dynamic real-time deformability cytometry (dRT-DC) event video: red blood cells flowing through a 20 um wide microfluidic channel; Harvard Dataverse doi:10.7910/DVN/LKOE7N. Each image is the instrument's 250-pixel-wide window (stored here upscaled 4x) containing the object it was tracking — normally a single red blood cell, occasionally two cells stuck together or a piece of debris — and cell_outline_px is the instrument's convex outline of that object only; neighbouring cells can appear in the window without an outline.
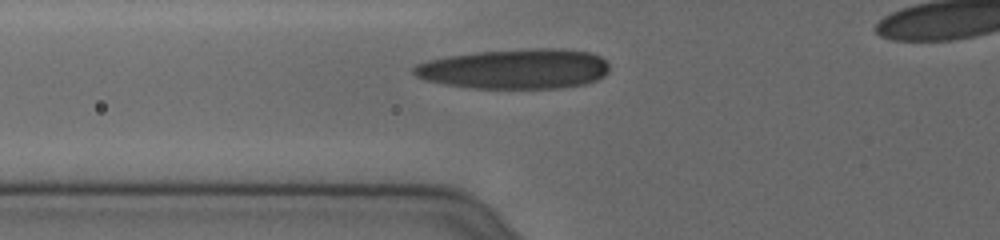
{"species": "human", "species_latin": "Homo sapiens", "temperature_condition": "cold", "stored_images_in_passage": 34, "camera_frame_rate_fps": 3000, "um_per_image_px": 0.085, "donor": {"sex": "female"}, "frame": {"image": 1, "passage_image": 7, "time_ms": 2.0, "image_size_px": [1000, 240], "cell_outline_px": [[608, 72], [604, 76], [596, 80], [584, 84], [560, 88], [468, 88], [444, 84], [428, 80], [416, 76], [412, 72], [412, 68], [416, 64], [428, 60], [444, 56], [476, 52], [528, 48], [564, 48], [592, 52], [600, 56], [608, 64]], "centroid_in_image_um": [43.78, 5.84], "position_along_channel_um": 82.0, "area_um2": 46.01}}
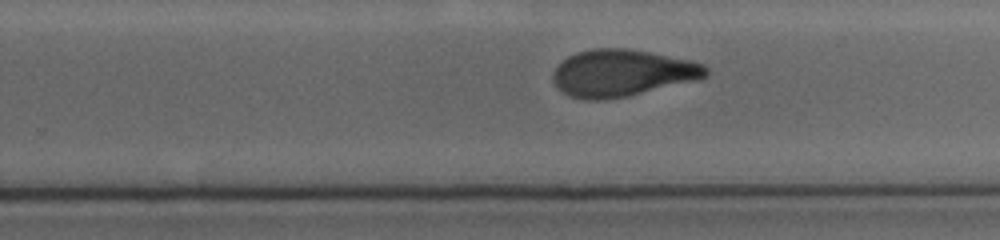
{"frame": {"image": 2, "passage_image": 23, "time_ms": 7.333, "image_size_px": [1000, 240], "cell_outline_px": [[708, 72], [704, 76], [692, 80], [624, 96], [600, 100], [584, 100], [568, 96], [552, 80], [552, 76], [556, 68], [568, 56], [576, 52], [596, 48], [628, 48], [688, 60], [704, 64], [708, 68]], "centroid_in_image_um": [52.81, 6.19], "position_along_channel_um": 277.0, "area_um2": 40.81}}
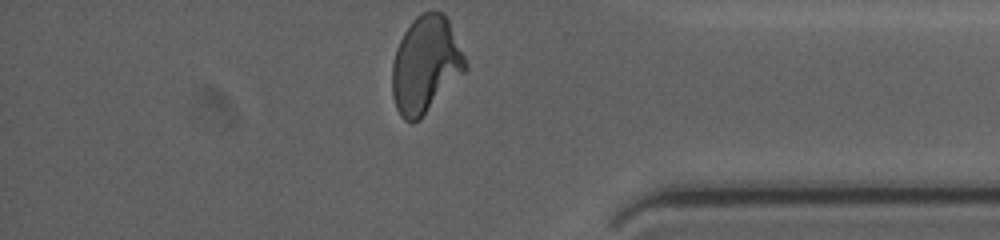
{"frame": {"image": 3, "passage_image": 34, "time_ms": 11.0, "image_size_px": [1000, 240], "cell_outline_px": [[468, 68], [420, 120], [412, 124], [404, 120], [400, 116], [396, 108], [392, 96], [392, 64], [396, 48], [404, 32], [412, 20], [416, 16], [424, 12], [444, 12], [448, 20], [468, 64]], "centroid_in_image_um": [36.16, 5.54], "position_along_channel_um": 399.0, "area_um2": 41.27}, "authors_computed_cell_mechanics": {"area_um2": 41.7316, "velocity_mm_per_s": 3.6632, "shape_relaxation_time_tau1_ms": 6.2236, "shape_relaxation_time_tau2_ms": 2.485, "deformation_change_tau1": 0.2215, "deformation_change_tau2": 0.0908}}